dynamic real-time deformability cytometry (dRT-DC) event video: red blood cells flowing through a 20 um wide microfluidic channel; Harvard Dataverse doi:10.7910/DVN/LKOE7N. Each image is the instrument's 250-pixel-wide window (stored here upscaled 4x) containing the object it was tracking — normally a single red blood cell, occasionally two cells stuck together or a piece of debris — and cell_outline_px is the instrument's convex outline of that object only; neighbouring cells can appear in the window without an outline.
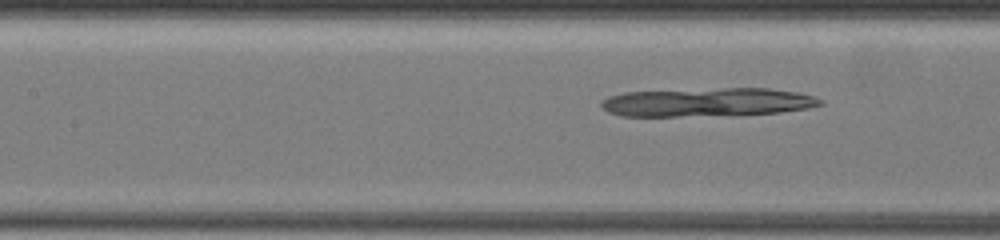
{"species": "common noctule bat (a hibernating species)", "species_latin": "Nyctalus noctula", "temperature_condition": "warm", "stored_images_in_passage": 13, "camera_frame_rate_fps": 3000, "um_per_image_px": 0.085, "animal": {"sex": "female", "body_mass_g": 19.5, "forearm_length_mm": 54.1}, "frame": {"image": 1, "passage_image": 10, "time_ms": 3.333, "image_size_px": [1000, 240], "cell_outline_px": [[824, 104], [804, 108], [780, 112], [676, 116], [620, 116], [608, 112], [600, 104], [608, 96], [624, 92], [724, 88], [768, 88], [796, 92], [812, 96], [824, 100]], "centroid_in_image_um": [60.09, 8.67], "position_along_channel_um": 147.3, "area_um2": 35.89}}